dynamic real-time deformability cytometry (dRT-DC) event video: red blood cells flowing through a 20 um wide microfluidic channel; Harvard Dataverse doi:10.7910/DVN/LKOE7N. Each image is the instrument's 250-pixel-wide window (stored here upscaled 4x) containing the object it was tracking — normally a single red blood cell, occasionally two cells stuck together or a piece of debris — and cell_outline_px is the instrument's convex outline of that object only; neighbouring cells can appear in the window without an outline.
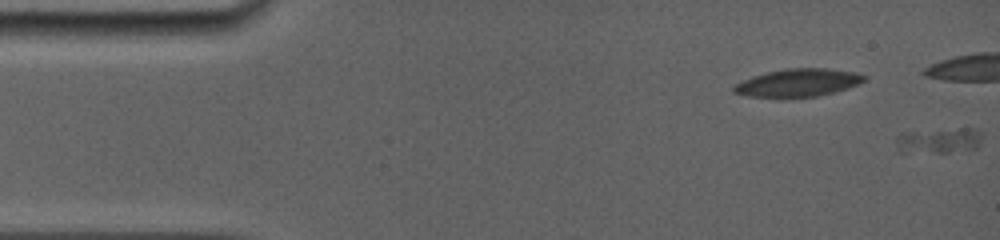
{"species": "common noctule bat (a hibernating species)", "species_latin": "Nyctalus noctula", "temperature_condition": "room temperature", "stored_images_in_passage": 3, "segment_of_instrument_passage": [2, 2], "camera_frame_rate_fps": 5000, "um_per_image_px": 0.085, "animal": {"sex": "female", "body_mass_g": 19.0, "forearm_length_mm": 56.7}, "frame": {"image": 1, "passage_image": 3, "time_ms": 1.2, "image_size_px": [1000, 240], "cell_outline_px": [[980, 144], [976, 148], [948, 152], [896, 152], [896, 136], [904, 132], [960, 128], [972, 128], [980, 136]], "centroid_in_image_um": [79.72, 11.95], "position_along_channel_um": 5.3, "area_um2": 12.6}}